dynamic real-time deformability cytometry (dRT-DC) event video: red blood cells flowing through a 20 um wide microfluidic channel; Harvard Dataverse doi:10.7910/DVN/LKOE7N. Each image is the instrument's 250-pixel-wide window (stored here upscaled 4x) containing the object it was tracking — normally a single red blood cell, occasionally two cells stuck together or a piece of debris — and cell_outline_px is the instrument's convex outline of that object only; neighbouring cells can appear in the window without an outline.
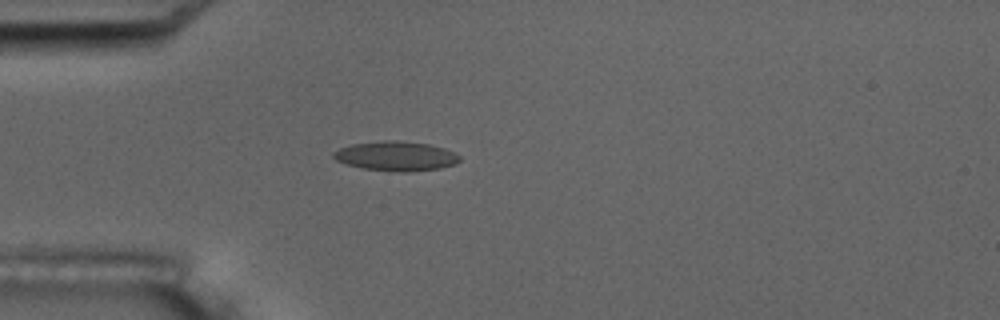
{"species": "common noctule bat (a hibernating species)", "species_latin": "Nyctalus noctula", "temperature_condition": "room temperature", "stored_images_in_passage": 2, "camera_frame_rate_fps": 3000, "um_per_image_px": 0.085, "animal": {"sex": "male", "body_mass_g": 17.5, "forearm_length_mm": 52.3}, "frame": {"image": 1, "passage_image": 2, "time_ms": 1.0, "image_size_px": [1000, 320], "cell_outline_px": [[460, 160], [456, 164], [440, 168], [408, 172], [400, 172], [364, 168], [348, 164], [336, 160], [332, 156], [332, 152], [340, 148], [352, 144], [384, 140], [396, 140], [428, 144], [444, 148], [460, 156]], "centroid_in_image_um": [33.66, 13.26], "position_along_channel_um": 51.3, "area_um2": 21.56}}